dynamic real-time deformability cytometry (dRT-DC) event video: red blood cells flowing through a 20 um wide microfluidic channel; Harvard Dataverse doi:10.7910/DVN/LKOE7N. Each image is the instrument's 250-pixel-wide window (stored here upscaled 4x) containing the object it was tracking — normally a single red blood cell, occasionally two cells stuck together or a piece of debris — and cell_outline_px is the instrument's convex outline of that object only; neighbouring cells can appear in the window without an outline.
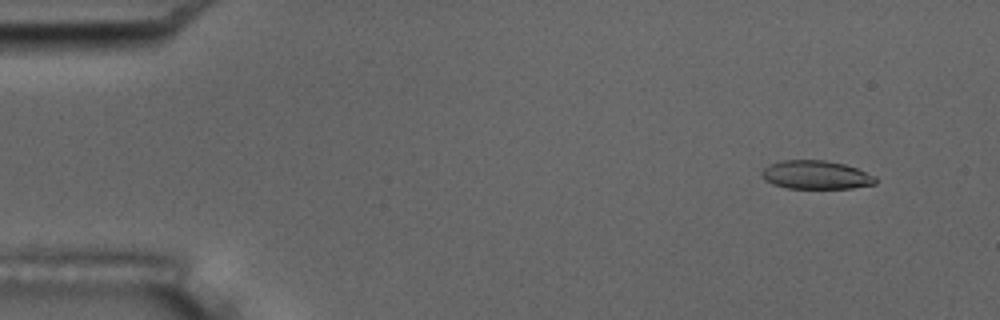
{"species": "common noctule bat (a hibernating species)", "species_latin": "Nyctalus noctula", "temperature_condition": "room temperature", "stored_images_in_passage": 6, "camera_frame_rate_fps": 3000, "um_per_image_px": 0.085, "animal": {"sex": "male", "body_mass_g": 17.5, "forearm_length_mm": 52.3}, "frame": {"image": 1, "passage_image": 2, "time_ms": 1.333, "image_size_px": [1000, 320], "cell_outline_px": [[876, 184], [852, 188], [788, 188], [772, 184], [764, 180], [760, 176], [760, 172], [768, 164], [784, 160], [824, 160], [844, 164], [856, 168], [876, 176]], "centroid_in_image_um": [69.32, 14.86], "position_along_channel_um": 15.7, "area_um2": 19.02}}
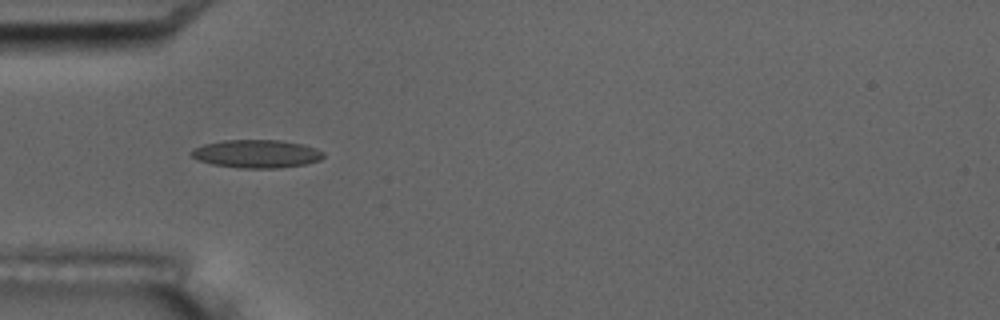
{"frame": {"image": 2, "passage_image": 5, "time_ms": 5.667, "image_size_px": [1000, 320], "cell_outline_px": [[324, 156], [320, 160], [304, 164], [276, 168], [240, 168], [212, 164], [196, 160], [188, 152], [204, 144], [224, 140], [280, 140], [300, 144], [316, 148], [324, 152]], "centroid_in_image_um": [21.79, 13.07], "position_along_channel_um": 63.2, "area_um2": 21.56}}